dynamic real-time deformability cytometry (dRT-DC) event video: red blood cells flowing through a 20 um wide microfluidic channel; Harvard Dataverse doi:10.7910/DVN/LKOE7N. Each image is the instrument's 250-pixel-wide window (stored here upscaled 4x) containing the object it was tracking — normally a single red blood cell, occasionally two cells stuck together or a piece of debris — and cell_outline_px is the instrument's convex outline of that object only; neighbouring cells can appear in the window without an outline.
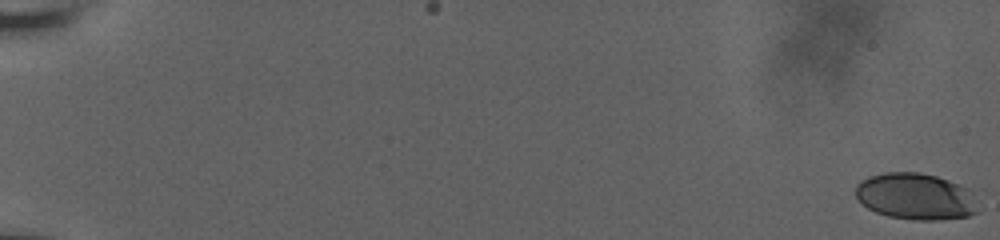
{"species": "human", "species_latin": "Homo sapiens", "temperature_condition": "room temperature", "stored_images_in_passage": 51, "camera_frame_rate_fps": 3000, "um_per_image_px": 0.085, "donor": {"sex": "male"}, "frame": {"image": 1, "passage_image": 1, "time_ms": 0.0, "image_size_px": [1000, 240], "cell_outline_px": [[980, 212], [968, 216], [936, 220], [912, 220], [888, 216], [876, 212], [868, 208], [856, 196], [856, 184], [868, 176], [884, 172], [920, 172], [936, 176], [948, 180], [968, 188]], "centroid_in_image_um": [77.82, 16.7], "position_along_channel_um": 7.2, "area_um2": 33.18}}
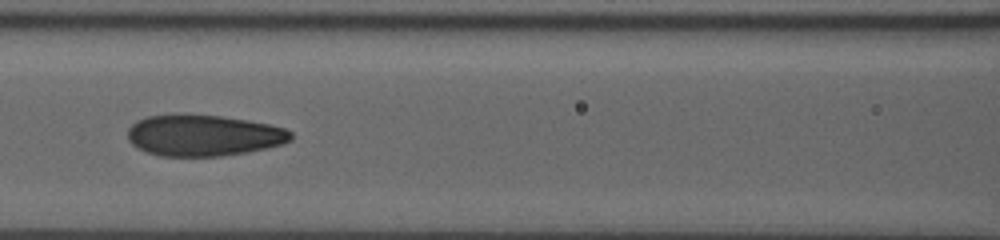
{"frame": {"image": 2, "passage_image": 29, "time_ms": 9.333, "image_size_px": [1000, 240], "cell_outline_px": [[292, 140], [284, 144], [244, 152], [220, 156], [160, 156], [136, 148], [128, 140], [128, 128], [136, 120], [148, 116], [220, 116], [268, 124], [284, 128], [292, 132]], "centroid_in_image_um": [17.29, 11.53], "position_along_channel_um": 149.3, "area_um2": 38.55}}
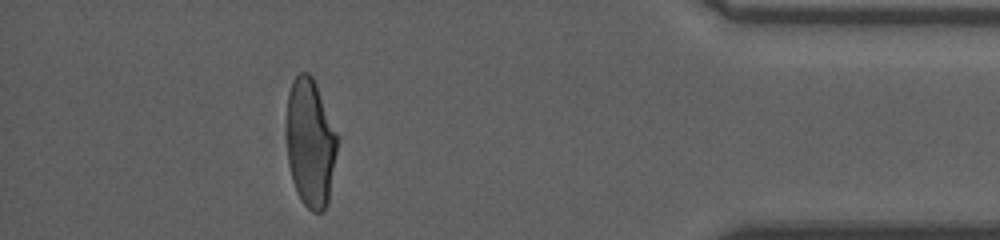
{"frame": {"image": 3, "passage_image": 49, "time_ms": 16.0, "image_size_px": [1000, 240], "cell_outline_px": [[340, 136], [328, 204], [320, 212], [312, 212], [300, 200], [296, 192], [292, 180], [288, 164], [288, 92], [292, 80], [300, 72], [308, 72], [312, 76], [316, 84]], "centroid_in_image_um": [26.42, 12.15], "position_along_channel_um": 408.8, "area_um2": 38.32}, "authors_computed_cell_mechanics": {"area_um2": 38.3214, "velocity_mm_per_s": 3.7456, "shape_relaxation_time_tau1_ms": 7.3459, "shape_relaxation_time_tau2_ms": 1.0291, "deformation_change_tau1": 0.2442, "deformation_change_tau2": 0.0809}}